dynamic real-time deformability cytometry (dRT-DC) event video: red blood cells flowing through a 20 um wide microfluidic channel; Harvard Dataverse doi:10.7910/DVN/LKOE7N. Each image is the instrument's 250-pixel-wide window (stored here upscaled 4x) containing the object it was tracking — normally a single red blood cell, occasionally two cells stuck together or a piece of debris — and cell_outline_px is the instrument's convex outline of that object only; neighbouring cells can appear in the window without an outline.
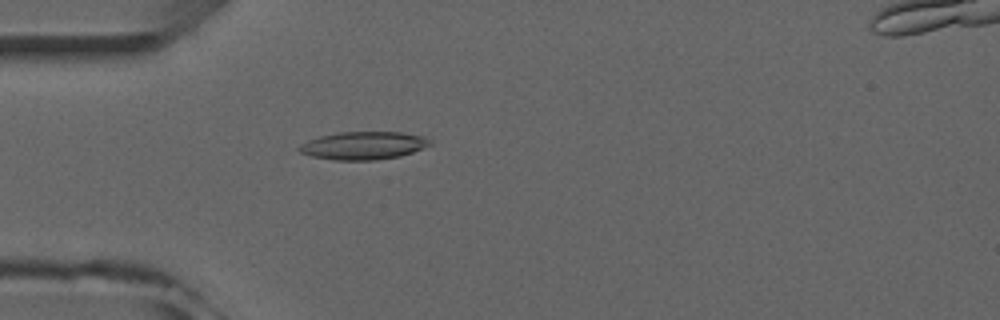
{"species": "common noctule bat (a hibernating species)", "species_latin": "Nyctalus noctula", "temperature_condition": "room temperature", "stored_images_in_passage": 1, "camera_frame_rate_fps": 3000, "um_per_image_px": 0.085, "animal": {"sex": "male", "forearm_length_mm": 52.5}, "frame": {"image": 1, "passage_image": 1, "time_ms": 0.0, "image_size_px": [1000, 320], "cell_outline_px": [[432, 144], [412, 152], [400, 156], [376, 160], [336, 160], [312, 156], [300, 152], [296, 148], [300, 144], [308, 140], [320, 136], [340, 132], [400, 132], [424, 136], [432, 140]], "centroid_in_image_um": [30.9, 12.37], "position_along_channel_um": 54.1, "area_um2": 21.27}}